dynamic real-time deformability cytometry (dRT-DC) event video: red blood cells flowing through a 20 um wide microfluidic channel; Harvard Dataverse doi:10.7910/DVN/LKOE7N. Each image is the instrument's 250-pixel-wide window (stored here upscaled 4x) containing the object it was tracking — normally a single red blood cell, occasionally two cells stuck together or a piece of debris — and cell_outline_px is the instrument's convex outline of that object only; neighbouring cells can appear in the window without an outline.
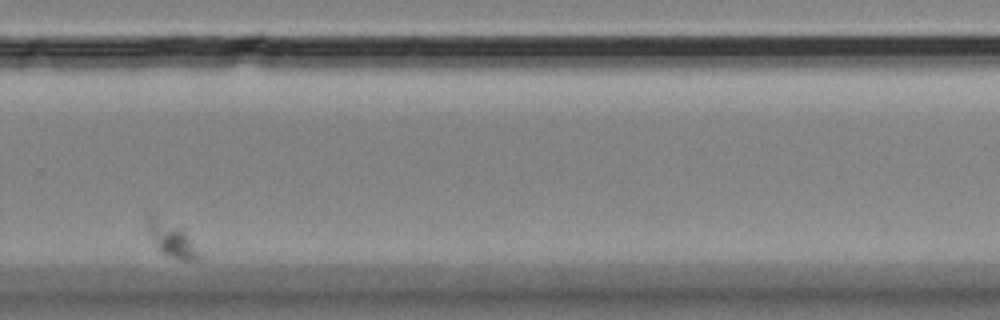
{"species": "Egyptian fruit bat (a non-hibernating species)", "species_latin": "Rousettus aegyptiacus", "temperature_condition": "room temperature", "stored_images_in_passage": 13, "camera_frame_rate_fps": 3000, "um_per_image_px": 0.085, "animal": {"sex": "female"}, "frame": {"image": 1, "passage_image": 11, "time_ms": 13.333, "image_size_px": [1000, 320], "cell_outline_px": [[204, 256], [196, 260], [180, 260], [168, 256], [160, 252], [156, 248], [152, 240], [144, 216], [148, 212], [152, 212], [180, 228], [184, 232]], "centroid_in_image_um": [14.54, 20.32], "position_along_channel_um": 315.3, "area_um2": 10.75}}